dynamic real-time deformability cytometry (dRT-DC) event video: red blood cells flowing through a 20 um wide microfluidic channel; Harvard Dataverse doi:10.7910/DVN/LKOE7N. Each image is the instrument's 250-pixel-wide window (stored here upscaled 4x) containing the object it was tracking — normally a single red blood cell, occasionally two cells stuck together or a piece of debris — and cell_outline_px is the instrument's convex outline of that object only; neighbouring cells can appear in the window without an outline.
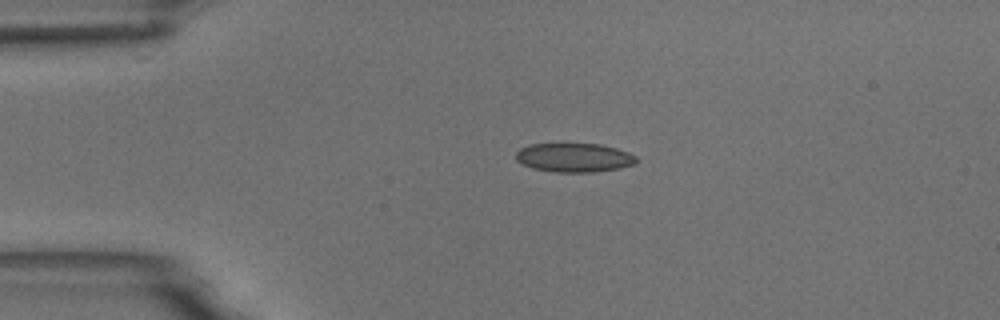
{"species": "common noctule bat (a hibernating species)", "species_latin": "Nyctalus noctula", "temperature_condition": "room temperature", "stored_images_in_passage": 2, "camera_frame_rate_fps": 3000, "um_per_image_px": 0.085, "animal": {"sex": "male", "body_mass_g": 18.8}, "frame": {"image": 1, "passage_image": 1, "time_ms": 0.0, "image_size_px": [1000, 320], "cell_outline_px": [[640, 160], [636, 164], [620, 168], [592, 172], [552, 172], [532, 168], [516, 160], [516, 152], [520, 148], [528, 144], [600, 144], [616, 148], [628, 152], [636, 156]], "centroid_in_image_um": [48.83, 13.4], "position_along_channel_um": 36.2, "area_um2": 20.46}}